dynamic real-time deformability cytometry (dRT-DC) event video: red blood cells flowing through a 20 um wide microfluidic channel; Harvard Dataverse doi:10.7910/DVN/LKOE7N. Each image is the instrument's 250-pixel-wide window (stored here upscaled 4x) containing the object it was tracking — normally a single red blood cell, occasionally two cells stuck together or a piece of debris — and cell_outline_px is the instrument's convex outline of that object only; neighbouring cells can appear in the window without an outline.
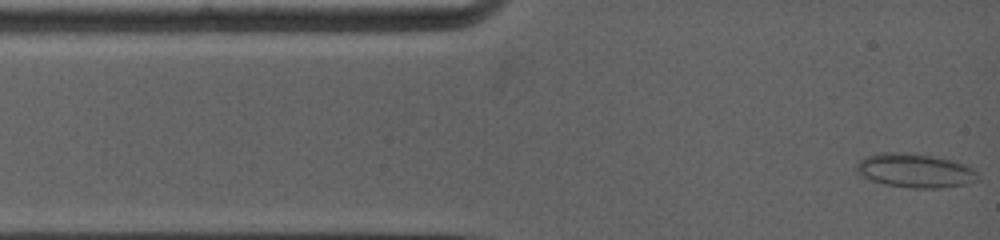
{"species": "common noctule bat (a hibernating species)", "species_latin": "Nyctalus noctula", "temperature_condition": "warm", "stored_images_in_passage": 5, "camera_frame_rate_fps": 5000, "um_per_image_px": 0.085, "animal": {"sex": "female", "body_mass_g": 19.0, "forearm_length_mm": 53.3}, "frame": {"image": 1, "passage_image": 1, "time_ms": 0.0, "image_size_px": [1000, 240], "cell_outline_px": [[980, 180], [964, 184], [944, 188], [908, 188], [884, 184], [860, 176], [856, 168], [856, 164], [864, 156], [880, 152], [904, 152], [932, 156], [952, 160], [976, 168], [980, 176]], "centroid_in_image_um": [77.81, 14.5], "position_along_channel_um": 7.2, "area_um2": 24.45}}
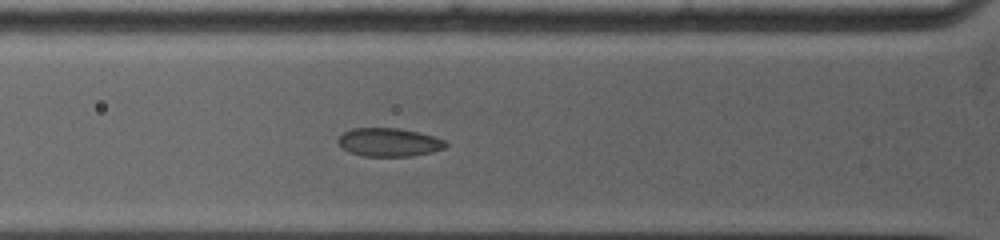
{"frame": {"image": 2, "passage_image": 5, "time_ms": 3.4, "image_size_px": [1000, 240], "cell_outline_px": [[448, 144], [444, 148], [432, 152], [412, 156], [364, 156], [348, 152], [336, 140], [344, 132], [352, 128], [400, 128], [432, 136], [444, 140]], "centroid_in_image_um": [33.05, 12.09], "position_along_channel_um": 92.7, "area_um2": 17.69}}